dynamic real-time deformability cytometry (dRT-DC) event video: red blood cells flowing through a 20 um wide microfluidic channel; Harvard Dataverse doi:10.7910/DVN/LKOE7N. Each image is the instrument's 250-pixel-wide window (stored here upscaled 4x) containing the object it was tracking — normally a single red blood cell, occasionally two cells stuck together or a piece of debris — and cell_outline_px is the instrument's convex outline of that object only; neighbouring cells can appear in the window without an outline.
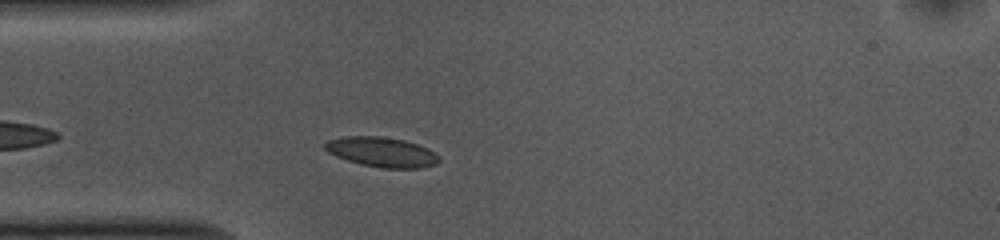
{"species": "common noctule bat (a hibernating species)", "species_latin": "Nyctalus noctula", "temperature_condition": "cold", "stored_images_in_passage": 36, "camera_frame_rate_fps": 3000, "um_per_image_px": 0.085, "animal": {"sex": "female", "body_mass_g": 10.0, "forearm_length_mm": 53.1}, "frame": {"image": 1, "passage_image": 5, "time_ms": 1.333, "image_size_px": [1000, 240], "cell_outline_px": [[440, 160], [436, 164], [420, 168], [380, 168], [360, 164], [336, 156], [328, 152], [324, 148], [324, 144], [328, 140], [344, 136], [380, 136], [404, 140], [428, 148], [436, 152], [440, 156]], "centroid_in_image_um": [32.47, 12.92], "position_along_channel_um": 52.5, "area_um2": 19.94}}
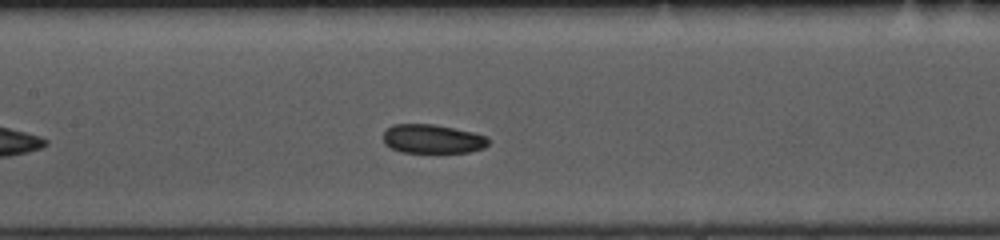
{"frame": {"image": 2, "passage_image": 15, "time_ms": 4.667, "image_size_px": [1000, 240], "cell_outline_px": [[488, 144], [484, 148], [468, 152], [400, 152], [384, 144], [384, 132], [392, 124], [432, 124], [472, 132], [488, 136]], "centroid_in_image_um": [36.75, 11.81], "position_along_channel_um": 170.6, "area_um2": 17.63}}
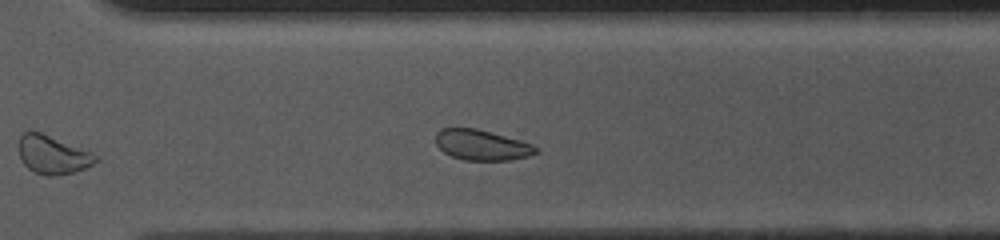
{"frame": {"image": 3, "passage_image": 28, "time_ms": 9.0, "image_size_px": [1000, 240], "cell_outline_px": [[536, 152], [528, 156], [512, 160], [464, 160], [452, 156], [444, 152], [436, 144], [436, 132], [440, 128], [476, 128], [520, 140], [532, 144], [536, 148]], "centroid_in_image_um": [40.92, 12.32], "position_along_channel_um": 329.7, "area_um2": 17.63}, "authors_computed_cell_mechanics": {"area_um2": 18.8717, "velocity_mm_per_s": 3.6818, "shape_relaxation_time_tau1_ms": 2.9971, "shape_relaxation_time_tau2_ms": 2.3273, "deformation_change_tau1": 0.0622, "deformation_change_tau2": 0.0616}}